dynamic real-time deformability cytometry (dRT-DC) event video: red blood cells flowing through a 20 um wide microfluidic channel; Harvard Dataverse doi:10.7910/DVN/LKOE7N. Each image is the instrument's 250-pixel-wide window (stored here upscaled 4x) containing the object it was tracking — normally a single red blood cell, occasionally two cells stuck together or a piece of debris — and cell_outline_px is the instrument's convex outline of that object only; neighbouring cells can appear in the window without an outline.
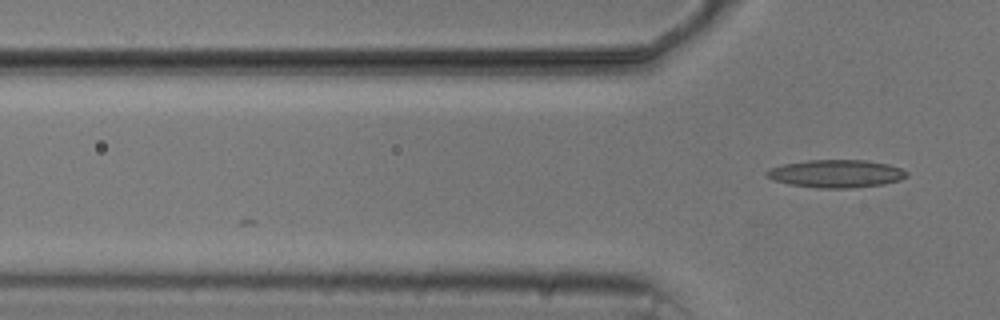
{"species": "common noctule bat (a hibernating species)", "species_latin": "Nyctalus noctula", "temperature_condition": "cold", "stored_images_in_passage": 3, "camera_frame_rate_fps": 3000, "um_per_image_px": 0.085, "animal": {"sex": "male", "body_mass_g": 20.5, "forearm_length_mm": 52.5}, "frame": {"image": 1, "passage_image": 3, "time_ms": 2.667, "image_size_px": [1000, 320], "cell_outline_px": [[908, 176], [900, 180], [884, 184], [852, 188], [816, 188], [788, 184], [772, 180], [764, 172], [768, 168], [784, 164], [808, 160], [864, 160], [888, 164], [900, 168], [908, 172]], "centroid_in_image_um": [71.06, 14.76], "position_along_channel_um": 54.7, "area_um2": 22.83}}